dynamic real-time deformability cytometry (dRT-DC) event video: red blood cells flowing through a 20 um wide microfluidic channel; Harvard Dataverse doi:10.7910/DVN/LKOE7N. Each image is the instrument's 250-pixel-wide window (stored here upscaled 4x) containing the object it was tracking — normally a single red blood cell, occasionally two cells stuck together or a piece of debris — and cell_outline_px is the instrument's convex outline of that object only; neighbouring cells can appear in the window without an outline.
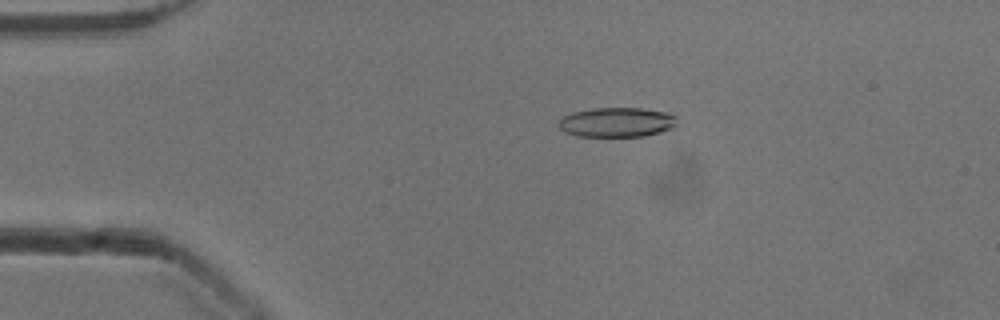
{"species": "common noctule bat (a hibernating species)", "species_latin": "Nyctalus noctula", "temperature_condition": "cold", "stored_images_in_passage": 6, "camera_frame_rate_fps": 3000, "um_per_image_px": 0.085, "animal": {"sex": "male", "body_mass_g": 13.3}, "frame": {"image": 1, "passage_image": 3, "time_ms": 0.667, "image_size_px": [1000, 320], "cell_outline_px": [[676, 124], [672, 128], [644, 136], [580, 136], [564, 132], [560, 128], [560, 120], [564, 116], [572, 112], [592, 108], [640, 108], [668, 112], [676, 116]], "centroid_in_image_um": [52.44, 10.38], "position_along_channel_um": 32.6, "area_um2": 20.29}}
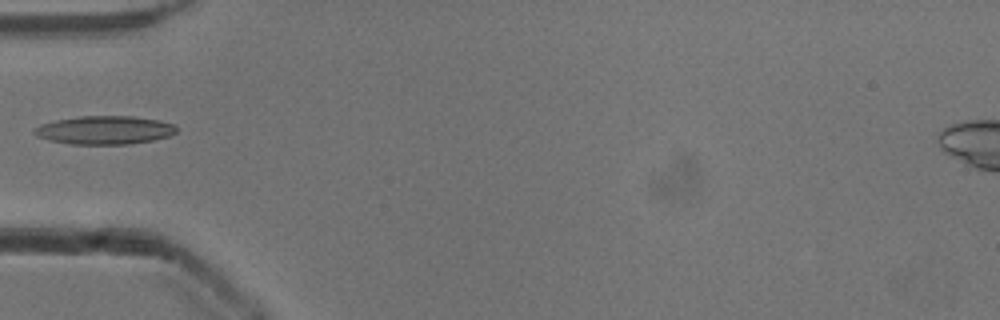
{"frame": {"image": 2, "passage_image": 5, "time_ms": 1.333, "image_size_px": [1000, 320], "cell_outline_px": [[176, 132], [168, 136], [152, 140], [128, 144], [72, 144], [52, 140], [36, 136], [32, 132], [40, 124], [56, 120], [80, 116], [132, 116], [160, 120], [176, 124]], "centroid_in_image_um": [8.91, 11.05], "position_along_channel_um": 76.1, "area_um2": 23.41}}
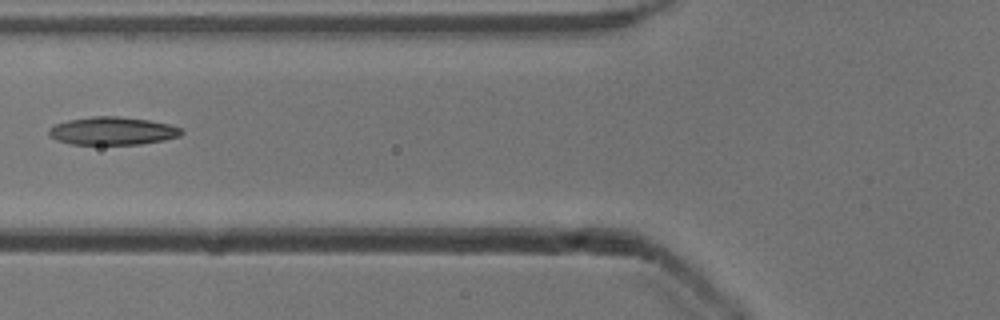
{"frame": {"image": 3, "passage_image": 6, "time_ms": 1.667, "image_size_px": [1000, 320], "cell_outline_px": [[184, 132], [180, 136], [164, 140], [140, 144], [72, 144], [56, 140], [48, 132], [48, 128], [56, 124], [68, 120], [92, 116], [120, 116], [148, 120], [168, 124], [180, 128]], "centroid_in_image_um": [9.57, 11.12], "position_along_channel_um": 116.2, "area_um2": 21.5}}